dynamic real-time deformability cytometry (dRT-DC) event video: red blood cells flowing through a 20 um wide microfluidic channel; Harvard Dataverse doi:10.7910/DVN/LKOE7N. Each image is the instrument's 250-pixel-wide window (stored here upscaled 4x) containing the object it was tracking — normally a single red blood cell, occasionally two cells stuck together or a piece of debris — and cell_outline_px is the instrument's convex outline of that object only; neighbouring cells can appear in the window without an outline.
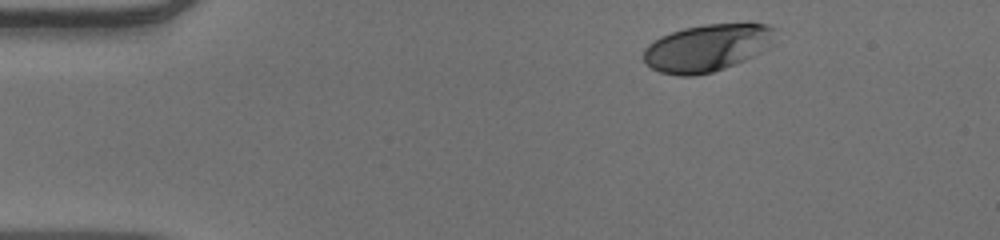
{"species": "human", "species_latin": "Homo sapiens", "temperature_condition": "warm", "stored_images_in_passage": 46, "camera_frame_rate_fps": 3000, "um_per_image_px": 0.085, "donor": {"sex": "male"}, "frame": {"image": 1, "passage_image": 1, "time_ms": 0.0, "image_size_px": [1000, 240], "cell_outline_px": [[772, 28], [752, 56], [744, 60], [724, 68], [712, 72], [692, 76], [676, 76], [660, 72], [652, 68], [644, 60], [644, 48], [648, 44], [660, 36], [684, 28], [704, 24], [748, 20], [768, 24]], "centroid_in_image_um": [59.95, 4.03], "position_along_channel_um": 25.1, "area_um2": 35.49}}
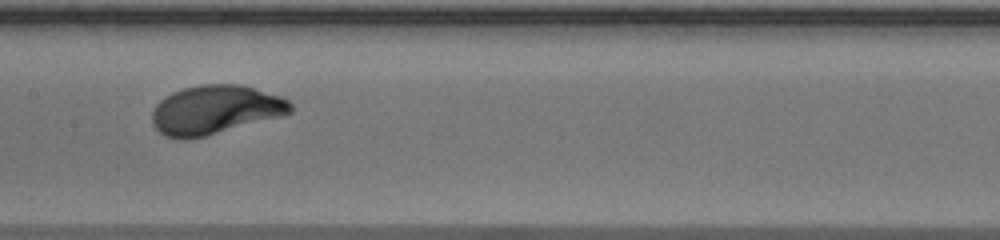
{"frame": {"image": 2, "passage_image": 20, "time_ms": 6.333, "image_size_px": [1000, 240], "cell_outline_px": [[292, 112], [280, 116], [204, 136], [184, 140], [180, 140], [164, 136], [152, 124], [152, 112], [156, 104], [160, 100], [172, 92], [184, 88], [200, 84], [240, 84], [280, 96], [288, 100], [292, 104]], "centroid_in_image_um": [18.25, 9.33], "position_along_channel_um": 189.1, "area_um2": 39.25}}
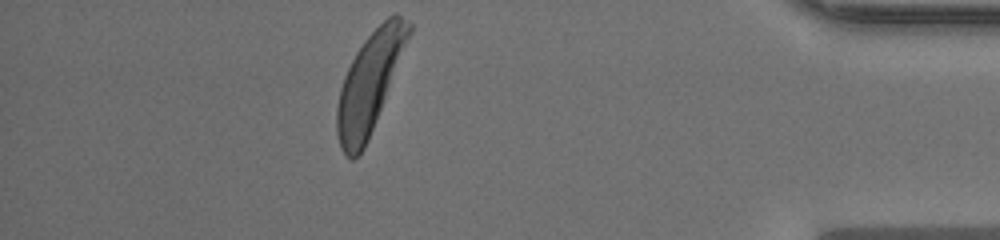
{"frame": {"image": 3, "passage_image": 40, "time_ms": 13.0, "image_size_px": [1000, 240], "cell_outline_px": [[412, 32], [364, 148], [352, 160], [344, 156], [340, 148], [336, 132], [336, 108], [340, 88], [344, 76], [356, 52], [364, 40], [388, 16], [396, 12], [412, 24]], "centroid_in_image_um": [31.39, 7.03], "position_along_channel_um": 403.8, "area_um2": 40.98}, "authors_computed_cell_mechanics": {"area_um2": 38.726, "velocity_mm_per_s": 3.8662, "shape_relaxation_time_tau1_ms": 2.0944, "shape_relaxation_time_tau2_ms": null, "deformation_change_tau1": 0.1734, "deformation_change_tau2": null}}